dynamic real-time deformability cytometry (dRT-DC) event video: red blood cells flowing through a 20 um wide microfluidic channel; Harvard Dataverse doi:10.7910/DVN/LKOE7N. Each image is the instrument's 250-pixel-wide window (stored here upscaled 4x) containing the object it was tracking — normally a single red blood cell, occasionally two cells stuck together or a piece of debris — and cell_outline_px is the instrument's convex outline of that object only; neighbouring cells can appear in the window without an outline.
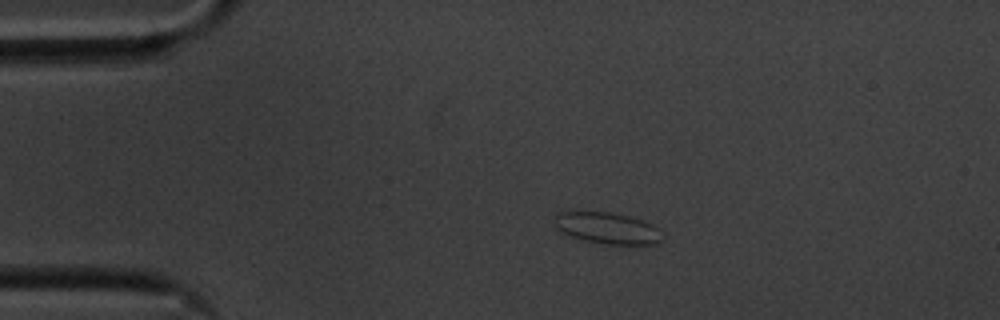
{"species": "common noctule bat (a hibernating species)", "species_latin": "Nyctalus noctula", "temperature_condition": "cold", "stored_images_in_passage": 46, "camera_frame_rate_fps": 3000, "um_per_image_px": 0.085, "animal": {"sex": "male", "body_mass_g": 20.1, "forearm_length_mm": 53.5}, "frame": {"image": 1, "passage_image": 1, "time_ms": 0.0, "image_size_px": [1000, 320], "cell_outline_px": [[664, 240], [656, 244], [604, 244], [584, 240], [572, 236], [556, 228], [556, 212], [608, 212], [628, 216], [652, 224], [664, 236]], "centroid_in_image_um": [51.67, 19.4], "position_along_channel_um": 33.3, "area_um2": 19.42}}
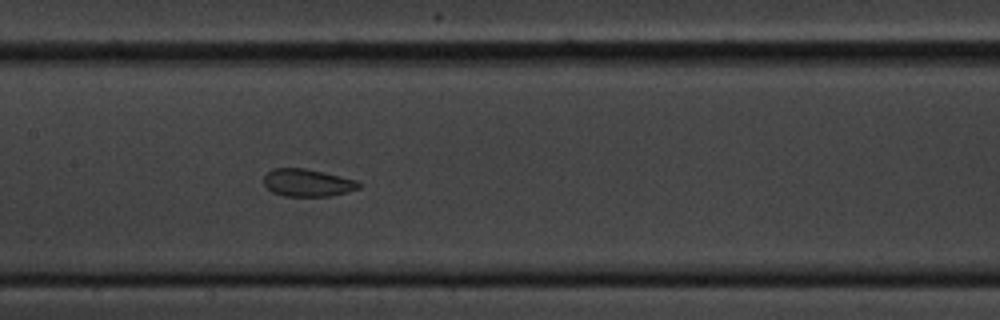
{"frame": {"image": 2, "passage_image": 17, "time_ms": 5.333, "image_size_px": [1000, 320], "cell_outline_px": [[360, 188], [348, 192], [328, 196], [284, 196], [272, 192], [264, 184], [264, 176], [272, 168], [304, 168], [324, 172], [356, 180], [360, 184]], "centroid_in_image_um": [26.13, 15.53], "position_along_channel_um": 181.3, "area_um2": 15.2}}
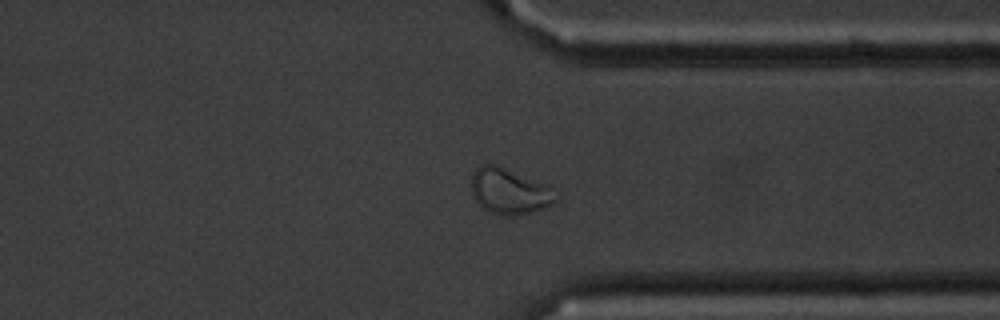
{"frame": {"image": 3, "passage_image": 33, "time_ms": 10.667, "image_size_px": [1000, 320], "cell_outline_px": [[560, 196], [552, 204], [544, 208], [512, 216], [492, 212], [480, 208], [472, 196], [472, 176], [476, 168], [480, 164], [492, 164], [544, 184]], "centroid_in_image_um": [43.26, 16.28], "position_along_channel_um": 368.1, "area_um2": 21.96}, "authors_computed_cell_mechanics": {"area_um2": 16.5597, "velocity_mm_per_s": 3.5275, "shape_relaxation_time_tau1_ms": null, "shape_relaxation_time_tau2_ms": 1.7711, "deformation_change_tau1": null, "deformation_change_tau2": 0.0648}}